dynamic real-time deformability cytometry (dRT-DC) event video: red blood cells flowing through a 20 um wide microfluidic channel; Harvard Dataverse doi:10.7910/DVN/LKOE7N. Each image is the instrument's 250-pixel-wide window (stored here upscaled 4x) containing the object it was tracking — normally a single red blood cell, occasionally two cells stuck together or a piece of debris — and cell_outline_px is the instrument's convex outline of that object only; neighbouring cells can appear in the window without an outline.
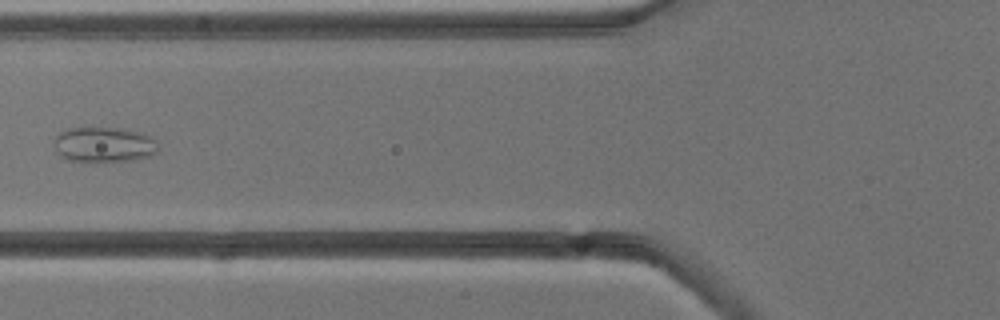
{"species": "common noctule bat (a hibernating species)", "species_latin": "Nyctalus noctula", "temperature_condition": "cold", "stored_images_in_passage": 5, "camera_frame_rate_fps": 3000, "um_per_image_px": 0.085, "animal": {"sex": "male", "body_mass_g": 13.3}, "frame": {"image": 1, "passage_image": 5, "time_ms": 4.667, "image_size_px": [1000, 320], "cell_outline_px": [[160, 152], [152, 156], [132, 160], [96, 164], [84, 164], [64, 160], [56, 152], [56, 136], [60, 132], [68, 128], [124, 128], [148, 136], [156, 140], [160, 144]], "centroid_in_image_um": [8.86, 12.36], "position_along_channel_um": 116.9, "area_um2": 22.37}}